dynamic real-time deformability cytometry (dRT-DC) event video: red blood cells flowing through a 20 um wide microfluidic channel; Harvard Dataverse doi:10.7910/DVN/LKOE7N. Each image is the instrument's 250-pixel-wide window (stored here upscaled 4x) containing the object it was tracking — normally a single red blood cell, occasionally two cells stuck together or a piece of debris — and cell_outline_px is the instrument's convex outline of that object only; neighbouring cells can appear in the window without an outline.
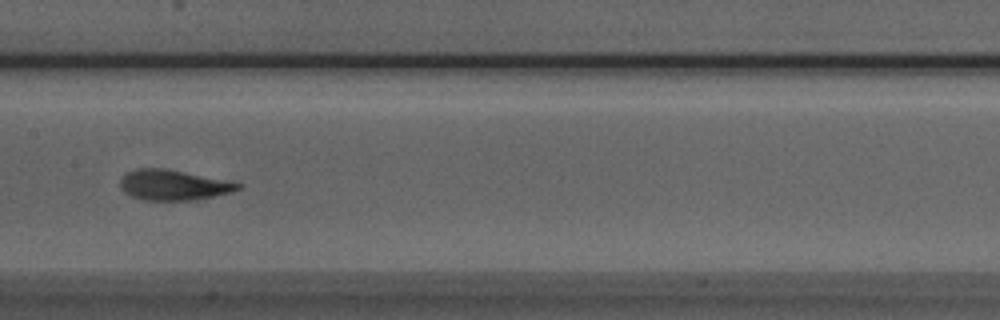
{"species": "Egyptian fruit bat (a non-hibernating species)", "species_latin": "Rousettus aegyptiacus", "temperature_condition": "room temperature", "stored_images_in_passage": 7, "camera_frame_rate_fps": 3000, "um_per_image_px": 0.085, "animal": {"sex": "male"}, "frame": {"image": 1, "passage_image": 7, "time_ms": 2.0, "image_size_px": [1000, 320], "cell_outline_px": [[244, 184], [240, 188], [232, 192], [192, 200], [144, 200], [132, 196], [124, 192], [120, 184], [120, 180], [128, 172], [136, 168], [164, 168], [232, 180]], "centroid_in_image_um": [14.8, 15.71], "position_along_channel_um": 192.6, "area_um2": 20.92}}